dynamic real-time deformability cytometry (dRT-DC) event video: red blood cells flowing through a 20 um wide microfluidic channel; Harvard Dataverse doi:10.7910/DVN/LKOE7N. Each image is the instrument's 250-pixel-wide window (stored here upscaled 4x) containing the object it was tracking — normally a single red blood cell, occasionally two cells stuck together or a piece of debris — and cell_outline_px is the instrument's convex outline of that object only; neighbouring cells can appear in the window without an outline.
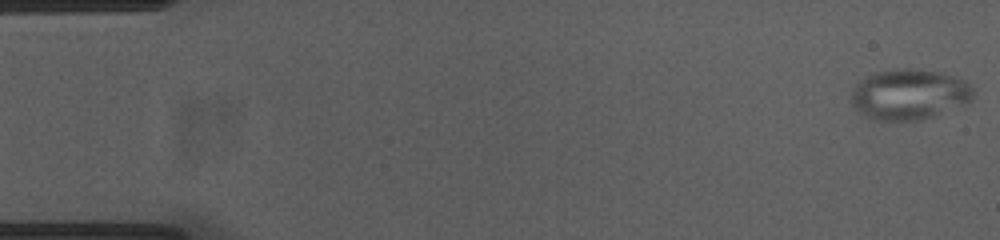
{"species": "common noctule bat (a hibernating species)", "species_latin": "Nyctalus noctula", "temperature_condition": "cold", "stored_images_in_passage": 54, "camera_frame_rate_fps": 3000, "um_per_image_px": 0.085, "animal": {"sex": "female", "body_mass_g": 23.0, "forearm_length_mm": 53.4}, "frame": {"image": 1, "passage_image": 1, "time_ms": 0.0, "image_size_px": [1000, 240], "cell_outline_px": [[972, 100], [964, 104], [932, 116], [920, 120], [872, 120], [864, 116], [848, 100], [852, 88], [864, 76], [876, 72], [896, 68], [912, 68], [940, 72], [956, 76], [964, 80], [972, 88]], "centroid_in_image_um": [77.22, 8.01], "position_along_channel_um": 7.8, "area_um2": 36.18}}
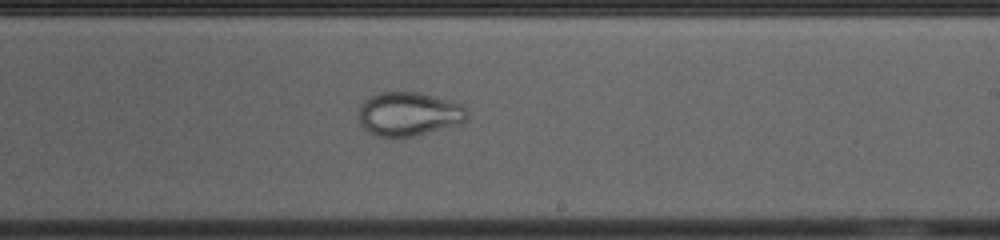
{"frame": {"image": 2, "passage_image": 32, "time_ms": 10.333, "image_size_px": [1000, 240], "cell_outline_px": [[468, 120], [460, 124], [412, 136], [376, 136], [368, 132], [360, 124], [360, 104], [364, 100], [380, 92], [420, 92], [448, 100], [460, 104], [468, 112]], "centroid_in_image_um": [34.76, 9.68], "position_along_channel_um": 254.2, "area_um2": 27.51}}
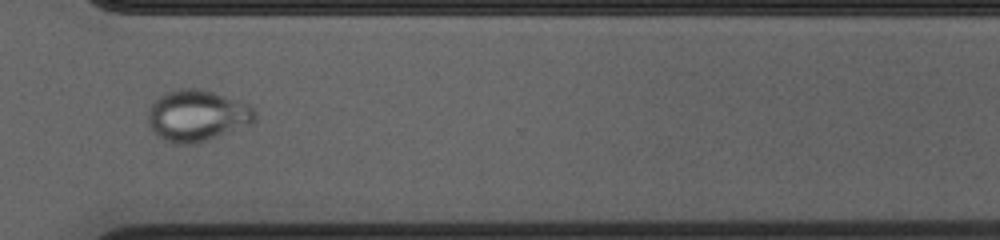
{"frame": {"image": 3, "passage_image": 40, "time_ms": 13.0, "image_size_px": [1000, 240], "cell_outline_px": [[256, 120], [252, 124], [208, 140], [196, 144], [172, 144], [156, 136], [152, 132], [148, 124], [148, 108], [164, 92], [180, 88], [200, 88], [248, 104], [256, 112]], "centroid_in_image_um": [16.72, 9.85], "position_along_channel_um": 353.9, "area_um2": 32.31}}